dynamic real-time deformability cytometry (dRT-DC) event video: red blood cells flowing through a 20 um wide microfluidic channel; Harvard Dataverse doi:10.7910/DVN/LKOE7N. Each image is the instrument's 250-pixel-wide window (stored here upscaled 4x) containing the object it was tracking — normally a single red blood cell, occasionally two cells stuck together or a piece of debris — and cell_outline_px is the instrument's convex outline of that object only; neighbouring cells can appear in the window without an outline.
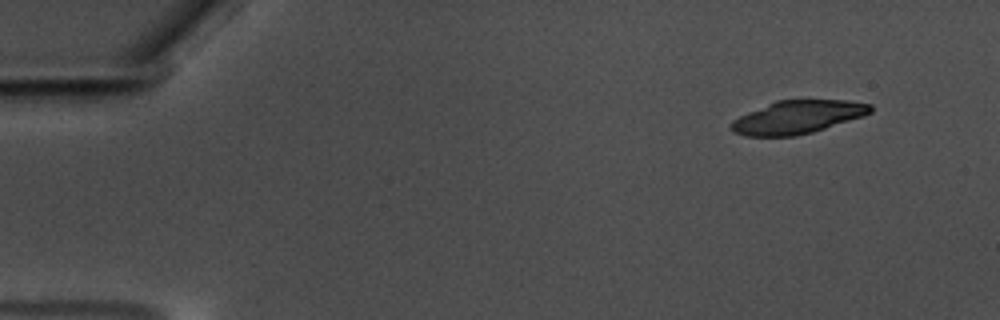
{"species": "common noctule bat (a hibernating species)", "species_latin": "Nyctalus noctula", "temperature_condition": "warm", "stored_images_in_passage": 15, "camera_frame_rate_fps": 3000, "um_per_image_px": 0.085, "animal": {"sex": "male", "body_mass_g": 17.5, "forearm_length_mm": 52.3}, "frame": {"image": 1, "passage_image": 1, "time_ms": 0.0, "image_size_px": [1000, 320], "cell_outline_px": [[872, 112], [864, 116], [812, 132], [796, 136], [744, 136], [732, 132], [728, 128], [732, 120], [748, 112], [776, 100], [848, 100], [872, 104]], "centroid_in_image_um": [67.77, 9.96], "position_along_channel_um": 17.2, "area_um2": 26.99}}
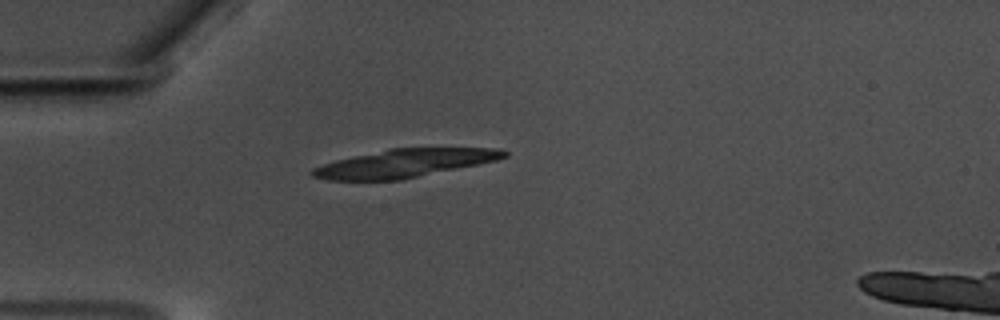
{"frame": {"image": 2, "passage_image": 12, "time_ms": 3.667, "image_size_px": [1000, 320], "cell_outline_px": [[508, 156], [496, 160], [480, 164], [400, 180], [328, 180], [312, 176], [308, 172], [312, 168], [336, 160], [388, 148], [500, 148], [508, 152]], "centroid_in_image_um": [34.39, 13.87], "position_along_channel_um": 50.6, "area_um2": 31.44}}